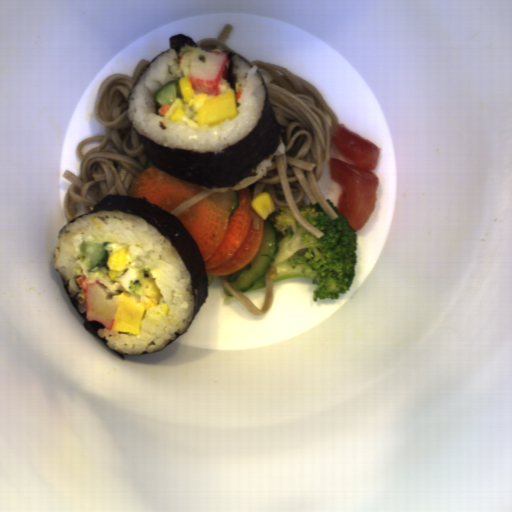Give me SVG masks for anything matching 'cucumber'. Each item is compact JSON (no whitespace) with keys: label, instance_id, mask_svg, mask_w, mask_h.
<instances>
[{"label":"cucumber","instance_id":"8b760119","mask_svg":"<svg viewBox=\"0 0 512 512\" xmlns=\"http://www.w3.org/2000/svg\"><path fill=\"white\" fill-rule=\"evenodd\" d=\"M262 236L263 243L250 263L233 273L222 275L237 292H247L255 286L266 276L271 263L276 259L279 245L273 225L267 216L263 219Z\"/></svg>","mask_w":512,"mask_h":512},{"label":"cucumber","instance_id":"586b57bf","mask_svg":"<svg viewBox=\"0 0 512 512\" xmlns=\"http://www.w3.org/2000/svg\"><path fill=\"white\" fill-rule=\"evenodd\" d=\"M106 241H82L78 246L77 258L81 264L91 271L99 266H103L108 258Z\"/></svg>","mask_w":512,"mask_h":512},{"label":"cucumber","instance_id":"888e309b","mask_svg":"<svg viewBox=\"0 0 512 512\" xmlns=\"http://www.w3.org/2000/svg\"><path fill=\"white\" fill-rule=\"evenodd\" d=\"M178 97H180L179 83L177 79L170 80L155 93V105L159 107L169 105L171 107Z\"/></svg>","mask_w":512,"mask_h":512},{"label":"cucumber","instance_id":"2a18db57","mask_svg":"<svg viewBox=\"0 0 512 512\" xmlns=\"http://www.w3.org/2000/svg\"><path fill=\"white\" fill-rule=\"evenodd\" d=\"M207 274V280H208V287L212 284V282L214 280H218L219 284L222 286V289H223V293L225 296H230V297H235L229 290L228 288L223 284V282L220 280L219 276L218 275H213V274Z\"/></svg>","mask_w":512,"mask_h":512},{"label":"cucumber","instance_id":"734fbe4a","mask_svg":"<svg viewBox=\"0 0 512 512\" xmlns=\"http://www.w3.org/2000/svg\"><path fill=\"white\" fill-rule=\"evenodd\" d=\"M232 197H233V203L229 209V213H230L229 218L232 216L234 210L236 208H238V205H239L240 194H239L238 190H232Z\"/></svg>","mask_w":512,"mask_h":512}]
</instances>
